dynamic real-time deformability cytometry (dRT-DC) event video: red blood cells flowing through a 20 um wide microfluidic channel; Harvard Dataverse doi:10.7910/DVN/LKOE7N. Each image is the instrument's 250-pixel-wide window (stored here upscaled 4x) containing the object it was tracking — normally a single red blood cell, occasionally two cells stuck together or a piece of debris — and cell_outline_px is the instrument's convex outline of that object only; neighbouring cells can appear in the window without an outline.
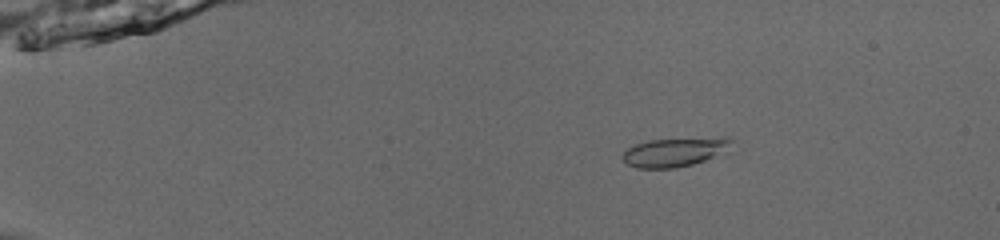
{"species": "common noctule bat (a hibernating species)", "species_latin": "Nyctalus noctula", "temperature_condition": "room temperature", "stored_images_in_passage": 49, "camera_frame_rate_fps": 3000, "um_per_image_px": 0.085, "animal": {"sex": "male", "body_mass_g": 13.0, "forearm_length_mm": 53.1}, "frame": {"image": 1, "passage_image": 6, "time_ms": 1.667, "image_size_px": [1000, 240], "cell_outline_px": [[736, 152], [692, 164], [676, 168], [636, 168], [628, 164], [620, 156], [628, 148], [636, 144], [648, 140], [724, 136], [728, 136], [736, 140]], "centroid_in_image_um": [57.61, 12.9], "position_along_channel_um": 27.4, "area_um2": 19.59}}
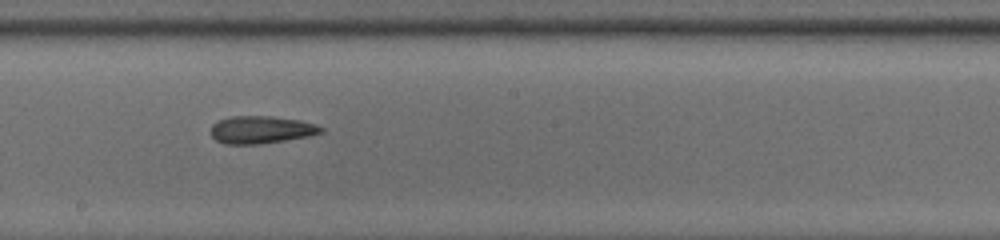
{"frame": {"image": 2, "passage_image": 28, "time_ms": 9.0, "image_size_px": [1000, 240], "cell_outline_px": [[324, 132], [308, 136], [260, 144], [224, 144], [216, 140], [212, 136], [212, 124], [220, 120], [232, 116], [272, 116], [300, 120], [316, 124], [324, 128]], "centroid_in_image_um": [22.22, 11.02], "position_along_channel_um": 226.0, "area_um2": 17.63}}
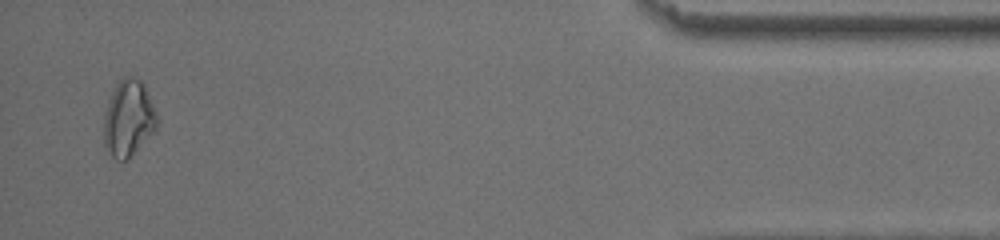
{"frame": {"image": 3, "passage_image": 48, "time_ms": 15.667, "image_size_px": [1000, 240], "cell_outline_px": [[156, 128], [128, 160], [116, 160], [104, 148], [104, 112], [112, 88], [124, 76], [132, 76], [140, 80], [144, 84], [156, 112]], "centroid_in_image_um": [10.88, 10.05], "position_along_channel_um": 424.3, "area_um2": 23.7}, "authors_computed_cell_mechanics": {"area_um2": 18.6694, "velocity_mm_per_s": 3.8764, "shape_relaxation_time_tau1_ms": 3.3615, "shape_relaxation_time_tau2_ms": 7.2035, "deformation_change_tau1": 0.0893, "deformation_change_tau2": 0.1198}}